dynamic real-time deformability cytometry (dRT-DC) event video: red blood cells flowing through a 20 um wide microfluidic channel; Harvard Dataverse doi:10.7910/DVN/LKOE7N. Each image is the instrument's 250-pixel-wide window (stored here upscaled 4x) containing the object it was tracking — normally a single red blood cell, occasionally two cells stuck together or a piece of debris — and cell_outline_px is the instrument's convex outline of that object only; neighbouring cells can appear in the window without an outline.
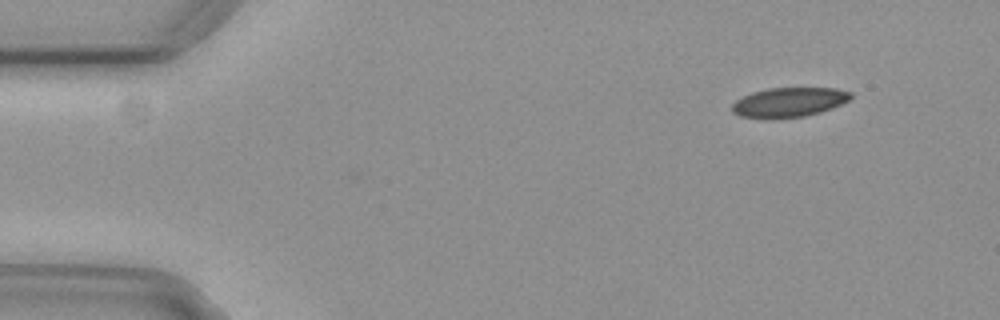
{"species": "common noctule bat (a hibernating species)", "species_latin": "Nyctalus noctula", "temperature_condition": "cold", "stored_images_in_passage": 51, "camera_frame_rate_fps": 3000, "um_per_image_px": 0.085, "animal": {"sex": "female", "body_mass_g": 29.2, "forearm_length_mm": 56.3}, "frame": {"image": 1, "passage_image": 1, "time_ms": 0.0, "image_size_px": [1000, 320], "cell_outline_px": [[852, 96], [848, 100], [832, 108], [820, 112], [804, 116], [768, 120], [764, 120], [740, 116], [732, 112], [732, 104], [736, 100], [752, 92], [768, 88], [836, 88], [852, 92]], "centroid_in_image_um": [67.02, 8.71], "position_along_channel_um": 18.0, "area_um2": 20.69}}
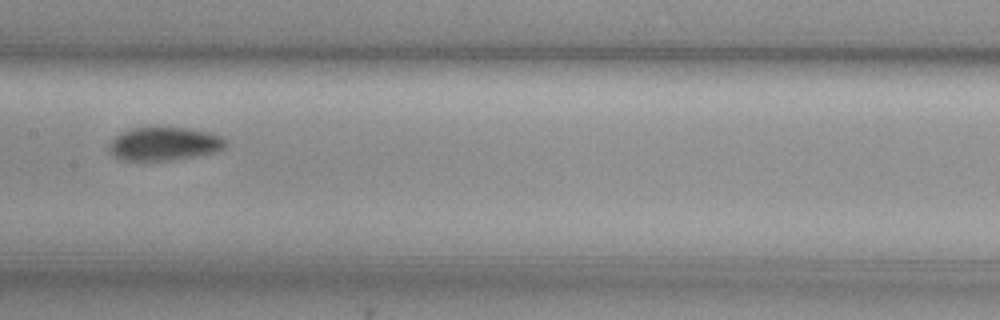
{"frame": {"image": 2, "passage_image": 23, "time_ms": 7.333, "image_size_px": [1000, 320], "cell_outline_px": [[228, 140], [224, 148], [216, 152], [168, 160], [120, 160], [112, 156], [108, 148], [108, 144], [120, 132], [136, 128], [188, 128], [208, 132], [220, 136]], "centroid_in_image_um": [13.94, 12.23], "position_along_channel_um": 193.5, "area_um2": 22.48}}
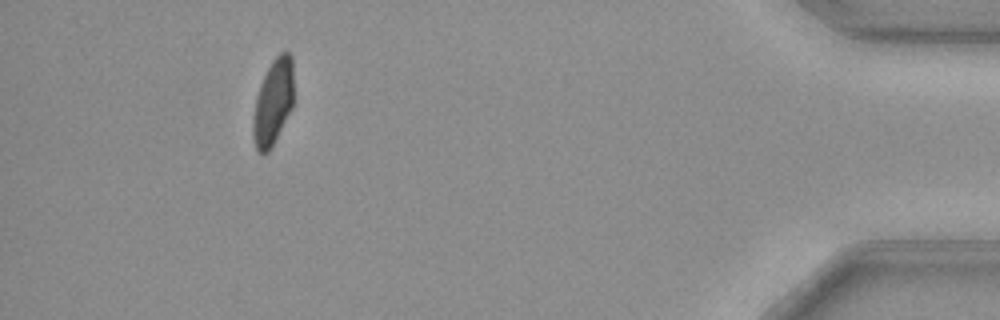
{"frame": {"image": 3, "passage_image": 46, "time_ms": 15.0, "image_size_px": [1000, 320], "cell_outline_px": [[292, 108], [268, 152], [260, 152], [256, 148], [252, 132], [252, 120], [256, 96], [260, 84], [272, 60], [280, 52], [288, 52], [292, 56]], "centroid_in_image_um": [23.19, 8.66], "position_along_channel_um": 412.0, "area_um2": 19.94}, "authors_computed_cell_mechanics": {"area_um2": 21.8484, "velocity_mm_per_s": 3.7125, "shape_relaxation_time_tau1_ms": 7.001, "shape_relaxation_time_tau2_ms": 5.8583, "deformation_change_tau1": 0.1377, "deformation_change_tau2": 0.0713}}